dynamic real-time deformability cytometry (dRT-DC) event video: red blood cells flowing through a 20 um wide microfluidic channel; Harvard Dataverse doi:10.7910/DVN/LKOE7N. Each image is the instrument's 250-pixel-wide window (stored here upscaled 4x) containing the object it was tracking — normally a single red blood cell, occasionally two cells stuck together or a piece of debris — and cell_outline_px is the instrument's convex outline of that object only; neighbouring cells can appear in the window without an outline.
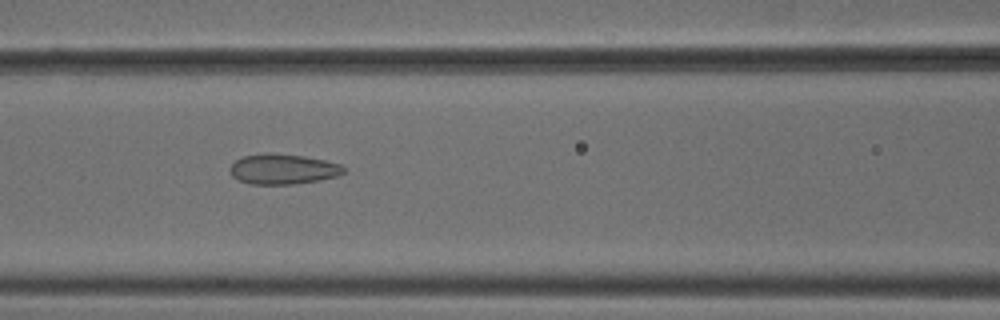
{"species": "common noctule bat (a hibernating species)", "species_latin": "Nyctalus noctula", "temperature_condition": "cold", "stored_images_in_passage": 48, "camera_frame_rate_fps": 3000, "um_per_image_px": 0.085, "animal": {"sex": "male", "body_mass_g": 18.8}, "frame": {"image": 1, "passage_image": 18, "time_ms": 5.667, "image_size_px": [1000, 320], "cell_outline_px": [[344, 172], [336, 176], [316, 180], [292, 184], [248, 184], [232, 176], [228, 168], [236, 160], [244, 156], [304, 156], [324, 160], [340, 164], [344, 168]], "centroid_in_image_um": [24.04, 14.42], "position_along_channel_um": 142.6, "area_um2": 19.02}}
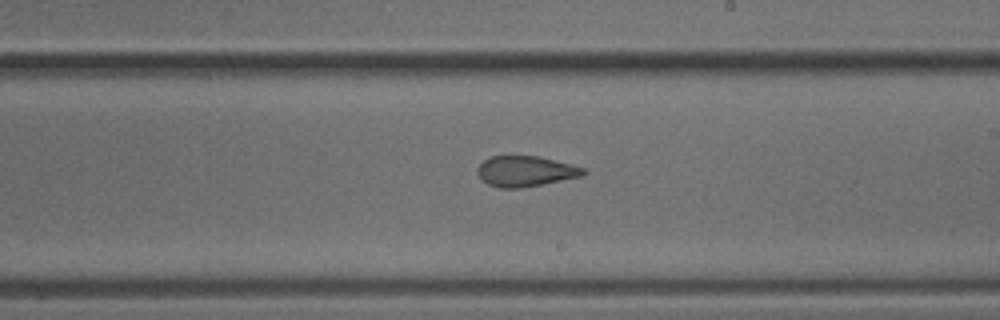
{"frame": {"image": 2, "passage_image": 26, "time_ms": 8.333, "image_size_px": [1000, 320], "cell_outline_px": [[588, 172], [584, 176], [520, 188], [500, 188], [488, 184], [476, 172], [476, 168], [484, 160], [492, 156], [540, 156], [572, 164], [584, 168]], "centroid_in_image_um": [44.7, 14.55], "position_along_channel_um": 244.3, "area_um2": 18.9}}
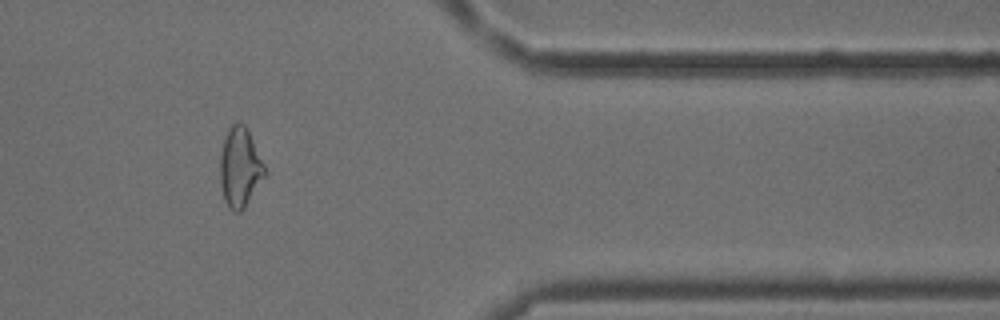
{"frame": {"image": 3, "passage_image": 39, "time_ms": 12.667, "image_size_px": [1000, 320], "cell_outline_px": [[264, 176], [244, 208], [240, 212], [232, 212], [228, 208], [224, 200], [220, 184], [220, 156], [224, 140], [228, 128], [232, 124], [240, 120], [244, 124], [264, 164]], "centroid_in_image_um": [20.36, 14.24], "position_along_channel_um": 391.0, "area_um2": 20.4}, "authors_computed_cell_mechanics": {"area_um2": 20.7502, "velocity_mm_per_s": 3.8252, "shape_relaxation_time_tau1_ms": null, "shape_relaxation_time_tau2_ms": 1.8885, "deformation_change_tau1": null, "deformation_change_tau2": 0.0855}}